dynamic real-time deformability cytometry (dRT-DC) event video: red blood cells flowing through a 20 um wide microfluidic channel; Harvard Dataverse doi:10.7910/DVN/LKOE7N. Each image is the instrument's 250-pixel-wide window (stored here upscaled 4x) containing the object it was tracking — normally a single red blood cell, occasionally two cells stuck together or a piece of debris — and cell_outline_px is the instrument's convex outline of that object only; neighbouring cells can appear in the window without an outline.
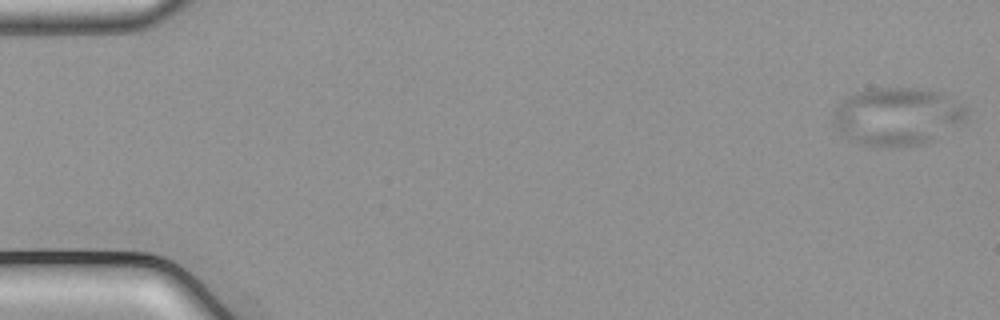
{"species": "common noctule bat (a hibernating species)", "species_latin": "Nyctalus noctula", "temperature_condition": "cold", "stored_images_in_passage": 53, "camera_frame_rate_fps": 3000, "um_per_image_px": 0.085, "animal": {"sex": "male", "body_mass_g": 21.5, "forearm_length_mm": 52.0}, "frame": {"image": 1, "passage_image": 1, "time_ms": 0.0, "image_size_px": [1000, 320], "cell_outline_px": [[968, 120], [936, 140], [928, 144], [900, 148], [888, 148], [860, 144], [848, 140], [832, 124], [832, 112], [836, 104], [848, 96], [856, 92], [876, 88], [928, 88], [944, 92], [952, 96], [964, 104], [968, 108]], "centroid_in_image_um": [76.33, 9.91], "position_along_channel_um": 8.7, "area_um2": 46.88}}
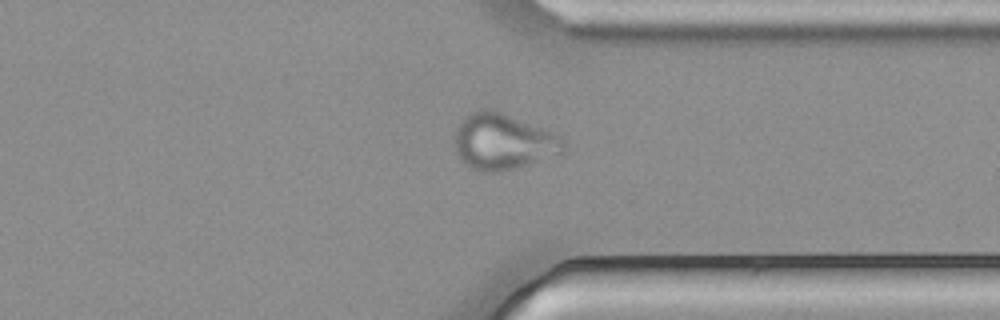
{"frame": {"image": 2, "passage_image": 41, "time_ms": 13.333, "image_size_px": [1000, 320], "cell_outline_px": [[568, 152], [516, 168], [500, 172], [480, 172], [464, 164], [456, 152], [456, 128], [460, 120], [468, 112], [484, 108], [500, 112], [548, 132], [564, 140], [568, 148]], "centroid_in_image_um": [42.74, 12.07], "position_along_channel_um": 368.7, "area_um2": 35.26}}
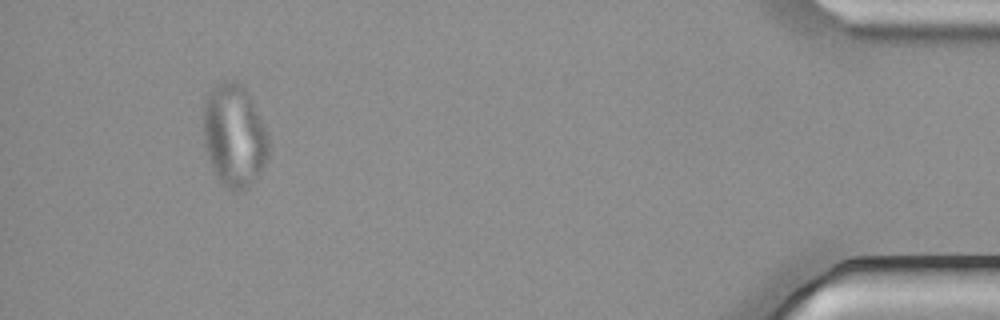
{"frame": {"image": 3, "passage_image": 50, "time_ms": 16.333, "image_size_px": [1000, 320], "cell_outline_px": [[268, 156], [264, 164], [248, 188], [244, 192], [232, 192], [220, 184], [212, 168], [204, 144], [204, 96], [212, 84], [224, 80], [236, 80], [244, 84], [248, 92], [264, 128], [268, 140]], "centroid_in_image_um": [19.86, 11.5], "position_along_channel_um": 415.3, "area_um2": 39.48}}